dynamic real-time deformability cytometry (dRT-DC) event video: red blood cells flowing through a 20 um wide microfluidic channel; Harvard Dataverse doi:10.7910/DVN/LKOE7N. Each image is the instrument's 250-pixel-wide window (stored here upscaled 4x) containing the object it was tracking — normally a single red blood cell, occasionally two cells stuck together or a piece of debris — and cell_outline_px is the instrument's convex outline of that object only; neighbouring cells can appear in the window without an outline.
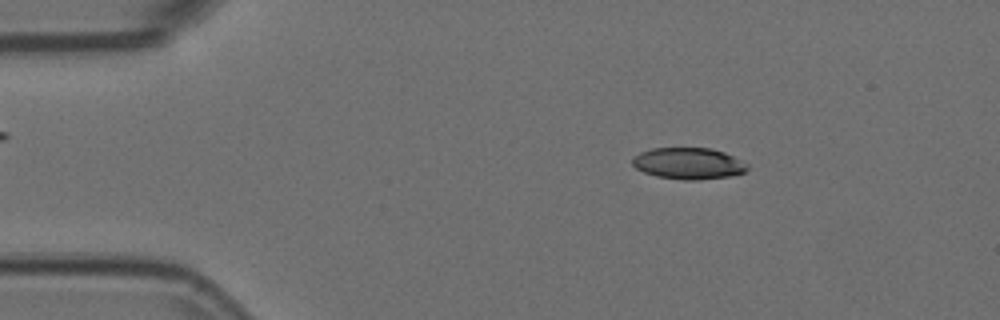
{"species": "Egyptian fruit bat (a non-hibernating species)", "species_latin": "Rousettus aegyptiacus", "temperature_condition": "room temperature", "stored_images_in_passage": 54, "camera_frame_rate_fps": 3000, "um_per_image_px": 0.085, "animal": {"sex": "female"}, "frame": {"image": 1, "passage_image": 8, "time_ms": 2.333, "image_size_px": [1000, 320], "cell_outline_px": [[748, 168], [744, 172], [728, 176], [696, 180], [684, 180], [656, 176], [644, 172], [636, 168], [632, 164], [632, 156], [640, 152], [652, 148], [712, 148], [724, 152], [748, 164]], "centroid_in_image_um": [58.49, 13.88], "position_along_channel_um": 26.5, "area_um2": 21.04}}
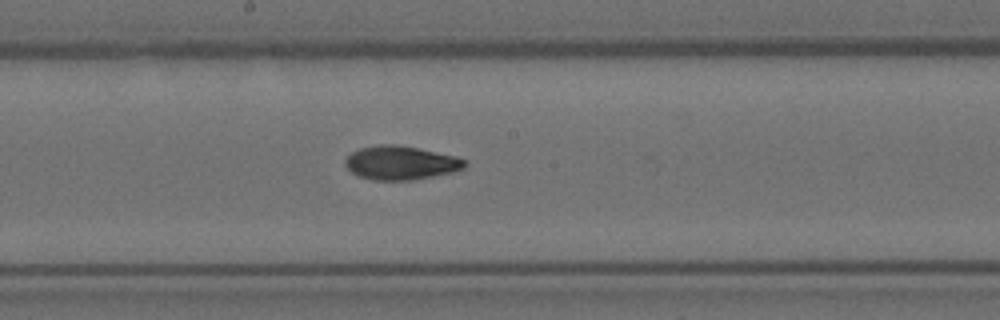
{"frame": {"image": 2, "passage_image": 28, "time_ms": 9.0, "image_size_px": [1000, 320], "cell_outline_px": [[468, 164], [464, 168], [456, 172], [412, 180], [372, 180], [360, 176], [352, 172], [344, 164], [344, 160], [352, 152], [360, 148], [380, 144], [392, 144], [416, 148], [456, 156], [468, 160]], "centroid_in_image_um": [34.11, 13.85], "position_along_channel_um": 214.1, "area_um2": 23.58}}
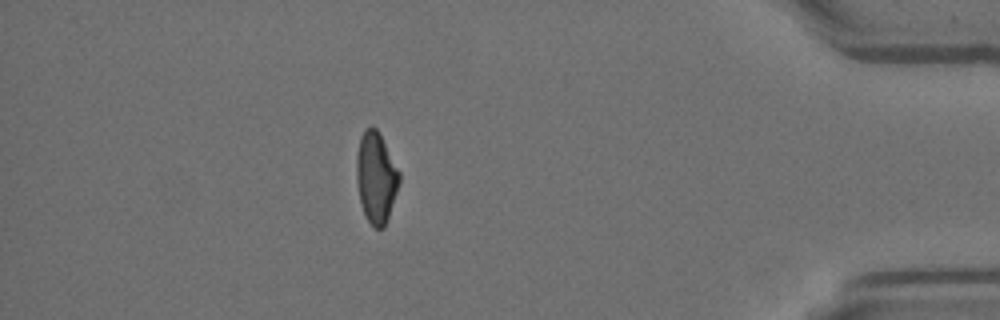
{"frame": {"image": 3, "passage_image": 47, "time_ms": 15.333, "image_size_px": [1000, 320], "cell_outline_px": [[400, 184], [384, 228], [376, 228], [368, 220], [360, 204], [356, 180], [356, 156], [360, 136], [364, 128], [372, 124], [380, 132], [400, 172]], "centroid_in_image_um": [31.96, 15.02], "position_along_channel_um": 403.2, "area_um2": 23.06}, "authors_computed_cell_mechanics": {"area_um2": 22.9755, "velocity_mm_per_s": 3.7333, "shape_relaxation_time_tau1_ms": 8.6563, "shape_relaxation_time_tau2_ms": 3.3962, "deformation_change_tau1": 0.2258, "deformation_change_tau2": 0.0895}}